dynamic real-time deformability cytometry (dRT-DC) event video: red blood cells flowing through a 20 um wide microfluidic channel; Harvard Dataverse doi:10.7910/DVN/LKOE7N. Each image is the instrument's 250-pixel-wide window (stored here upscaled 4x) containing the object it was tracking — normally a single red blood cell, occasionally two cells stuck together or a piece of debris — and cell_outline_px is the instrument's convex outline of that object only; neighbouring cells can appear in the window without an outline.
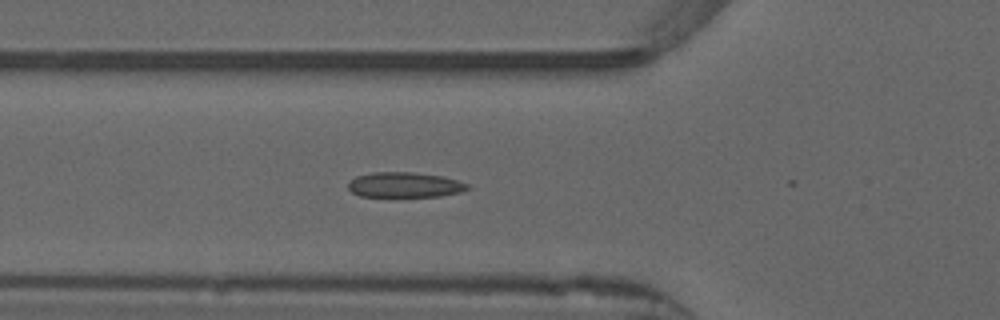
{"species": "common noctule bat (a hibernating species)", "species_latin": "Nyctalus noctula", "temperature_condition": "warm", "stored_images_in_passage": 22, "camera_frame_rate_fps": 3000, "um_per_image_px": 0.085, "animal": {"sex": "male", "forearm_length_mm": 52.5}, "frame": {"image": 1, "passage_image": 18, "time_ms": 5.667, "image_size_px": [1000, 320], "cell_outline_px": [[472, 188], [460, 192], [440, 196], [392, 200], [360, 196], [352, 192], [348, 188], [348, 184], [356, 176], [376, 172], [412, 172], [444, 176], [468, 184]], "centroid_in_image_um": [34.39, 15.77], "position_along_channel_um": 91.4, "area_um2": 18.55}}
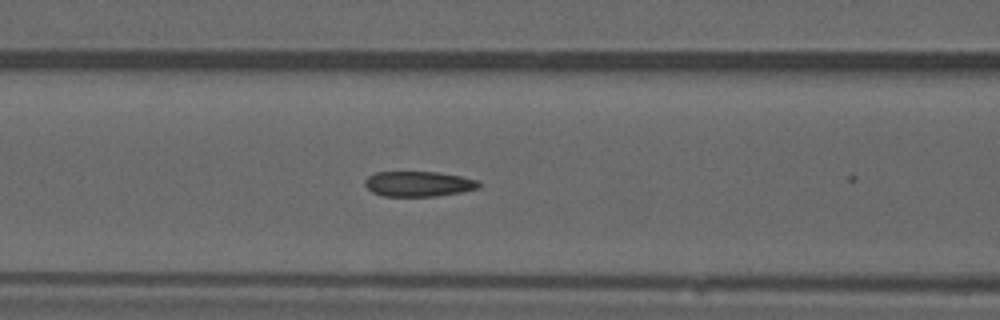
{"frame": {"image": 2, "passage_image": 21, "time_ms": 6.667, "image_size_px": [1000, 320], "cell_outline_px": [[480, 188], [460, 192], [436, 196], [384, 196], [372, 192], [364, 184], [364, 180], [368, 176], [376, 172], [436, 172], [460, 176], [480, 180]], "centroid_in_image_um": [35.58, 15.63], "position_along_channel_um": 131.0, "area_um2": 16.76}}